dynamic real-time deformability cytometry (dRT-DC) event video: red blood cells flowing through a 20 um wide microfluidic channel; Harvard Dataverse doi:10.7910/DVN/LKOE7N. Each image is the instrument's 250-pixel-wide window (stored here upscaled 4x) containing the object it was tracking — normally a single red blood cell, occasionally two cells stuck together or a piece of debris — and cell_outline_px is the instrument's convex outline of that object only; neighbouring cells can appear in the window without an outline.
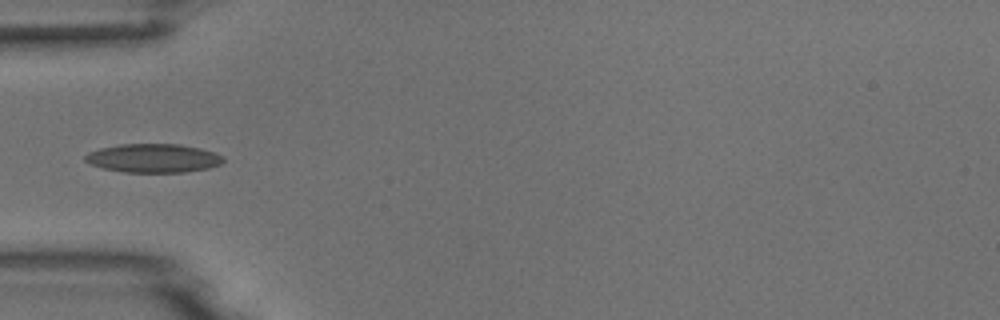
{"species": "common noctule bat (a hibernating species)", "species_latin": "Nyctalus noctula", "temperature_condition": "room temperature", "stored_images_in_passage": 1, "camera_frame_rate_fps": 3000, "um_per_image_px": 0.085, "animal": {"sex": "male", "body_mass_g": 18.8}, "frame": {"image": 1, "passage_image": 1, "time_ms": 0.0, "image_size_px": [1000, 320], "cell_outline_px": [[224, 160], [220, 164], [208, 168], [184, 172], [124, 172], [104, 168], [92, 164], [84, 160], [84, 156], [88, 152], [100, 148], [120, 144], [180, 144], [200, 148], [216, 152], [224, 156]], "centroid_in_image_um": [13.05, 13.43], "position_along_channel_um": 71.9, "area_um2": 23.12}}